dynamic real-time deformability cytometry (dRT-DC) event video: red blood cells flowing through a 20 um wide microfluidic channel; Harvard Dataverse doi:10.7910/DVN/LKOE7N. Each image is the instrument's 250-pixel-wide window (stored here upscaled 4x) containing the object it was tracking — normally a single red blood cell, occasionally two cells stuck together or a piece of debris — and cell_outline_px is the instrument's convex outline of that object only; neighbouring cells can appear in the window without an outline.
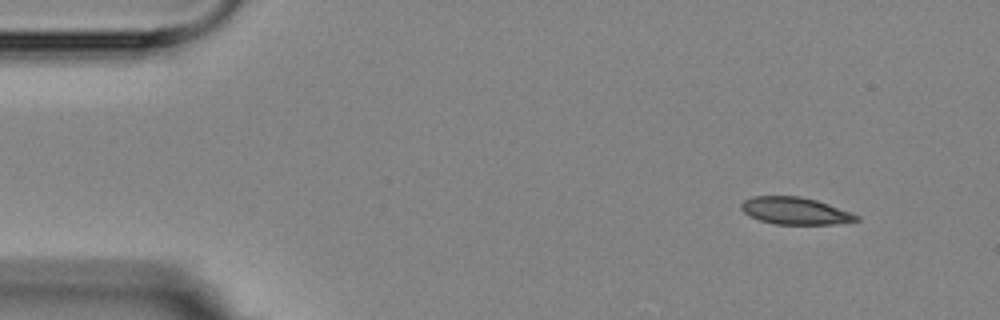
{"species": "Egyptian fruit bat (a non-hibernating species)", "species_latin": "Rousettus aegyptiacus", "temperature_condition": "room temperature", "stored_images_in_passage": 2, "segment_of_instrument_passage": [2, 2], "camera_frame_rate_fps": 3000, "um_per_image_px": 0.085, "animal": {"sex": "female"}, "frame": {"image": 1, "passage_image": 2, "time_ms": 2.333, "image_size_px": [1000, 320], "cell_outline_px": [[860, 220], [836, 224], [776, 224], [760, 220], [748, 216], [740, 208], [740, 204], [744, 200], [752, 196], [800, 196], [816, 200], [852, 212], [860, 216]], "centroid_in_image_um": [67.59, 17.92], "position_along_channel_um": 17.4, "area_um2": 18.32}}